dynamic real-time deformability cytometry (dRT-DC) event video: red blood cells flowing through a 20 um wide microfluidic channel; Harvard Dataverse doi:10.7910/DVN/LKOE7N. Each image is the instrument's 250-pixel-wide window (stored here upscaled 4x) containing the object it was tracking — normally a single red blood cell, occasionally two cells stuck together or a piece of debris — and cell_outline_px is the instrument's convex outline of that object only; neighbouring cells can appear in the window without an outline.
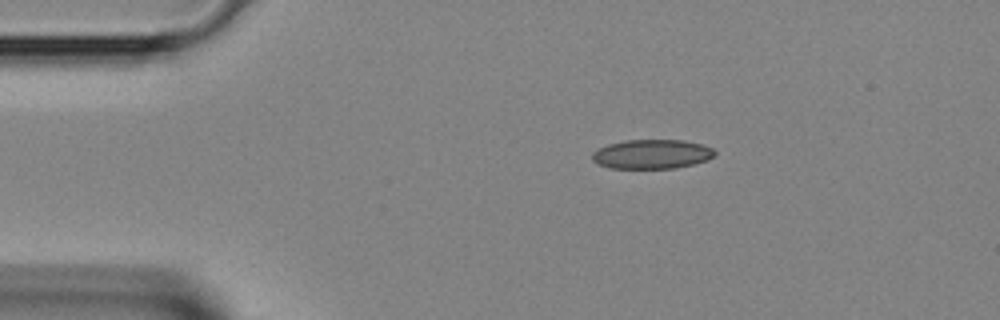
{"species": "Egyptian fruit bat (a non-hibernating species)", "species_latin": "Rousettus aegyptiacus", "temperature_condition": "room temperature", "stored_images_in_passage": 2, "camera_frame_rate_fps": 3000, "um_per_image_px": 0.085, "animal": {"sex": "female"}, "frame": {"image": 1, "passage_image": 2, "time_ms": 0.333, "image_size_px": [1000, 320], "cell_outline_px": [[716, 152], [708, 160], [676, 168], [608, 168], [592, 160], [592, 152], [608, 144], [628, 140], [684, 140], [704, 144], [712, 148]], "centroid_in_image_um": [55.42, 13.1], "position_along_channel_um": 29.6, "area_um2": 20.87}}